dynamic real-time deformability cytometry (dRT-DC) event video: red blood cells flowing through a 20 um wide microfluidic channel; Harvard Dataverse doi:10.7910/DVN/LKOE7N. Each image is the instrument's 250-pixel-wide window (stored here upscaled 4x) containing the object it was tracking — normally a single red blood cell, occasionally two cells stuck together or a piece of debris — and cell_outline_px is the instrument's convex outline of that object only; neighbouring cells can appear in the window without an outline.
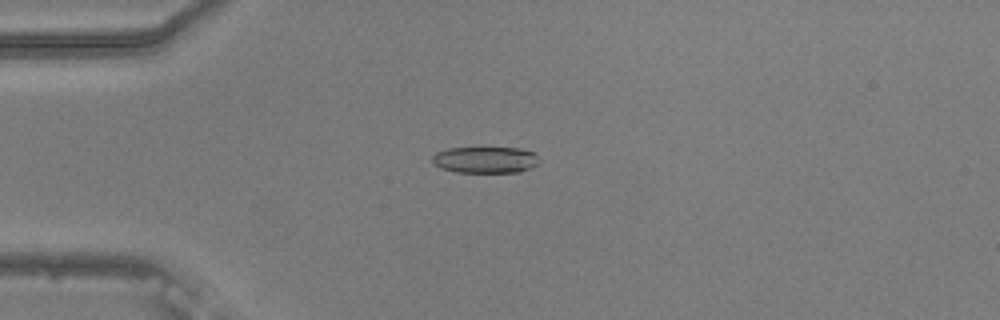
{"species": "common noctule bat (a hibernating species)", "species_latin": "Nyctalus noctula", "temperature_condition": "warm", "stored_images_in_passage": 43, "camera_frame_rate_fps": 3000, "um_per_image_px": 0.085, "animal": {"sex": "male", "body_mass_g": 20.5, "forearm_length_mm": 52.5}, "frame": {"image": 1, "passage_image": 3, "time_ms": 0.667, "image_size_px": [1000, 320], "cell_outline_px": [[540, 160], [532, 168], [520, 172], [456, 172], [440, 168], [432, 164], [432, 156], [436, 152], [448, 148], [520, 148], [532, 152]], "centroid_in_image_um": [41.22, 13.59], "position_along_channel_um": 43.8, "area_um2": 16.53}}
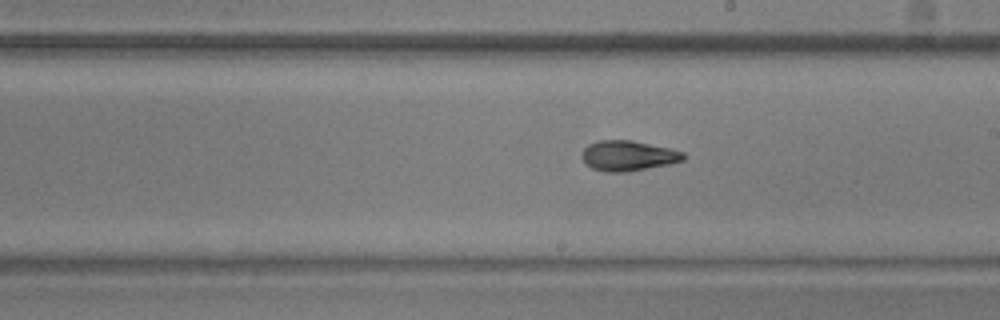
{"frame": {"image": 2, "passage_image": 20, "time_ms": 6.333, "image_size_px": [1000, 320], "cell_outline_px": [[684, 160], [668, 164], [628, 172], [604, 172], [592, 168], [580, 156], [584, 148], [588, 144], [596, 140], [632, 140], [672, 148], [684, 152]], "centroid_in_image_um": [53.38, 13.23], "position_along_channel_um": 235.6, "area_um2": 18.03}}
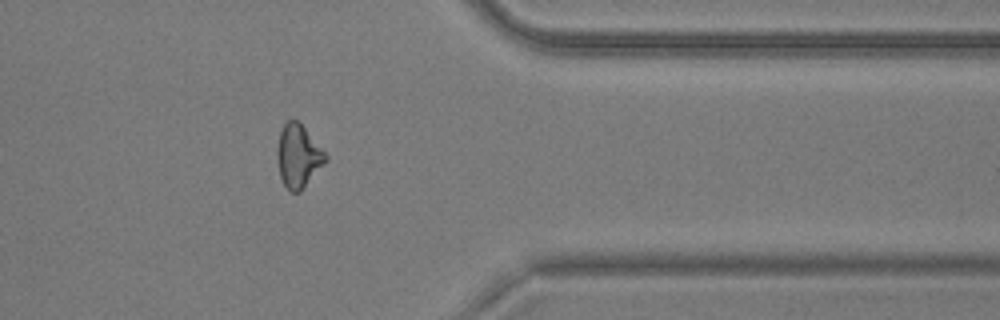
{"frame": {"image": 3, "passage_image": 33, "time_ms": 10.667, "image_size_px": [1000, 320], "cell_outline_px": [[328, 160], [300, 192], [292, 192], [284, 184], [280, 176], [276, 156], [276, 148], [280, 132], [284, 124], [288, 120], [296, 120], [304, 128], [328, 156]], "centroid_in_image_um": [25.34, 13.28], "position_along_channel_um": 386.1, "area_um2": 17.57}, "authors_computed_cell_mechanics": {"area_um2": 17.629, "velocity_mm_per_s": 3.7587, "shape_relaxation_time_tau1_ms": 3.7952, "shape_relaxation_time_tau2_ms": 3.6404, "deformation_change_tau1": 0.143, "deformation_change_tau2": 0.1199}}